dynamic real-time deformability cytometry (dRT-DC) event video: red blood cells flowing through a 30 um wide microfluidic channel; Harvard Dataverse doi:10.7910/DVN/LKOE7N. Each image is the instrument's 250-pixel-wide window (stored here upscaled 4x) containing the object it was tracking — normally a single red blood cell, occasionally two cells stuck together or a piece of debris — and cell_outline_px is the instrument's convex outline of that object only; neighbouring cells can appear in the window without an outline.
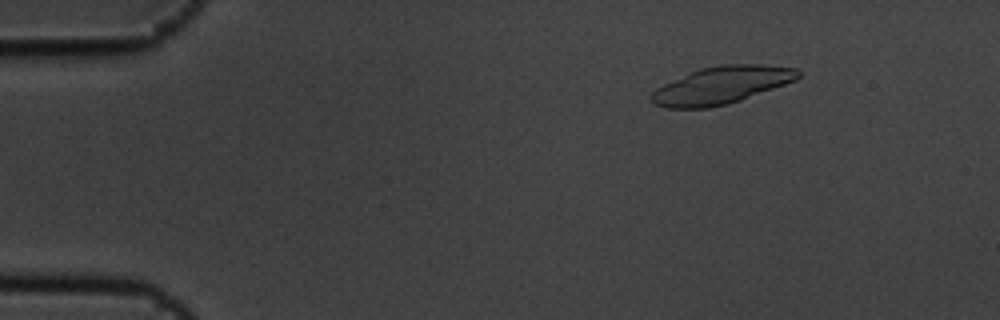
{"species": "common noctule bat (a hibernating species)", "species_latin": "Nyctalus noctula", "temperature_condition": "cold", "stored_images_in_passage": 9, "segment_of_instrument_passage": [1, 2], "camera_frame_rate_fps": 3000, "um_per_image_px": 0.085, "animal": {"sex": "male", "body_mass_g": 19.5, "forearm_length_mm": 54.6}, "frame": {"image": 1, "passage_image": 2, "time_ms": 0.333, "image_size_px": [1000, 320], "cell_outline_px": [[800, 76], [796, 80], [740, 100], [728, 104], [708, 108], [668, 108], [652, 104], [648, 96], [656, 88], [664, 84], [700, 68], [720, 64], [760, 64], [796, 68], [800, 72]], "centroid_in_image_um": [61.3, 7.24], "position_along_channel_um": 23.7, "area_um2": 31.91}}